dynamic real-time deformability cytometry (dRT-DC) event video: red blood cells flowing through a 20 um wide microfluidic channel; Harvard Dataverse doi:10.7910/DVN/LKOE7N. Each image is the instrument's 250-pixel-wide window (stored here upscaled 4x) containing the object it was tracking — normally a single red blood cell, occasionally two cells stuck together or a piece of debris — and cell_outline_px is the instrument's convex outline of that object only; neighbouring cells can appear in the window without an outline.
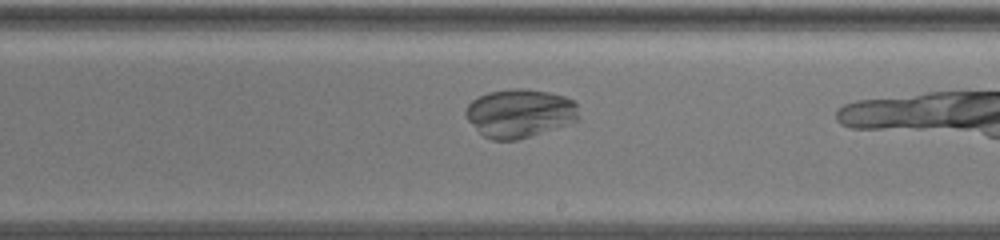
{"species": "common noctule bat (a hibernating species)", "species_latin": "Nyctalus noctula", "temperature_condition": "warm", "stored_images_in_passage": 35, "camera_frame_rate_fps": 3000, "um_per_image_px": 0.085, "animal": {"sex": "female", "body_mass_g": 19.5, "forearm_length_mm": 54.1}, "frame": {"image": 1, "passage_image": 17, "time_ms": 5.333, "image_size_px": [1000, 240], "cell_outline_px": [[580, 120], [568, 124], [516, 140], [492, 140], [484, 136], [468, 120], [464, 112], [468, 104], [472, 100], [488, 92], [512, 88], [524, 88], [548, 92], [564, 96], [572, 100], [576, 104], [580, 116]], "centroid_in_image_um": [44.18, 9.61], "position_along_channel_um": 244.8, "area_um2": 31.91}}
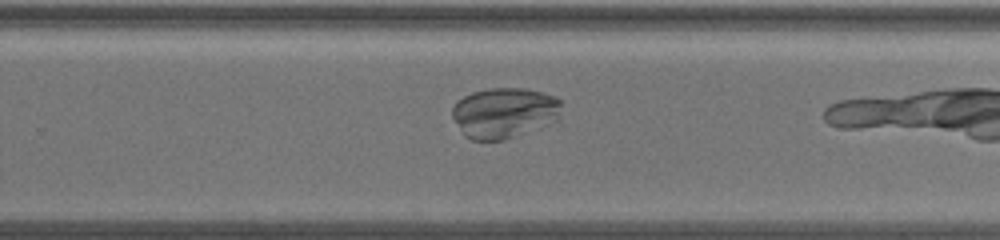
{"frame": {"image": 2, "passage_image": 21, "time_ms": 6.667, "image_size_px": [1000, 240], "cell_outline_px": [[560, 104], [556, 120], [548, 124], [504, 140], [472, 140], [464, 136], [452, 116], [452, 108], [456, 100], [472, 92], [488, 88], [524, 88], [556, 96], [560, 100]], "centroid_in_image_um": [42.81, 9.58], "position_along_channel_um": 287.0, "area_um2": 32.02}}
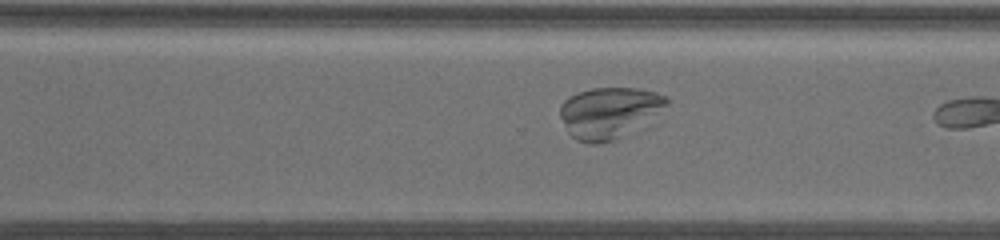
{"frame": {"image": 3, "passage_image": 24, "time_ms": 7.667, "image_size_px": [1000, 240], "cell_outline_px": [[668, 104], [664, 120], [660, 124], [600, 144], [588, 144], [576, 140], [568, 132], [560, 116], [560, 104], [564, 100], [580, 92], [592, 88], [640, 88], [656, 92], [668, 96]], "centroid_in_image_um": [52.0, 9.62], "position_along_channel_um": 318.6, "area_um2": 33.76}}